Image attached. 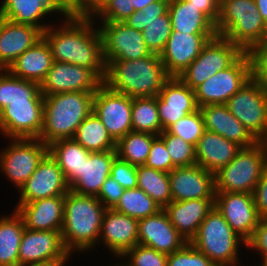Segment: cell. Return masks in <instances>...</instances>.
<instances>
[{"label":"cell","mask_w":267,"mask_h":266,"mask_svg":"<svg viewBox=\"0 0 267 266\" xmlns=\"http://www.w3.org/2000/svg\"><path fill=\"white\" fill-rule=\"evenodd\" d=\"M250 79V61L244 52L231 66L209 77L194 90L198 108L226 104Z\"/></svg>","instance_id":"obj_11"},{"label":"cell","mask_w":267,"mask_h":266,"mask_svg":"<svg viewBox=\"0 0 267 266\" xmlns=\"http://www.w3.org/2000/svg\"><path fill=\"white\" fill-rule=\"evenodd\" d=\"M241 148L235 142L205 130L195 147L196 164L215 174L229 164Z\"/></svg>","instance_id":"obj_30"},{"label":"cell","mask_w":267,"mask_h":266,"mask_svg":"<svg viewBox=\"0 0 267 266\" xmlns=\"http://www.w3.org/2000/svg\"><path fill=\"white\" fill-rule=\"evenodd\" d=\"M215 207L245 242L251 237L260 220L253 194L215 192Z\"/></svg>","instance_id":"obj_20"},{"label":"cell","mask_w":267,"mask_h":266,"mask_svg":"<svg viewBox=\"0 0 267 266\" xmlns=\"http://www.w3.org/2000/svg\"><path fill=\"white\" fill-rule=\"evenodd\" d=\"M124 188L111 176L107 177L96 196L106 209H113L124 192Z\"/></svg>","instance_id":"obj_51"},{"label":"cell","mask_w":267,"mask_h":266,"mask_svg":"<svg viewBox=\"0 0 267 266\" xmlns=\"http://www.w3.org/2000/svg\"><path fill=\"white\" fill-rule=\"evenodd\" d=\"M65 196H54L29 203H16V212L30 230L61 231Z\"/></svg>","instance_id":"obj_26"},{"label":"cell","mask_w":267,"mask_h":266,"mask_svg":"<svg viewBox=\"0 0 267 266\" xmlns=\"http://www.w3.org/2000/svg\"><path fill=\"white\" fill-rule=\"evenodd\" d=\"M73 139L91 153L116 150V141L94 112L79 125Z\"/></svg>","instance_id":"obj_36"},{"label":"cell","mask_w":267,"mask_h":266,"mask_svg":"<svg viewBox=\"0 0 267 266\" xmlns=\"http://www.w3.org/2000/svg\"><path fill=\"white\" fill-rule=\"evenodd\" d=\"M18 99H44V95L38 83L20 79L7 69H0V112Z\"/></svg>","instance_id":"obj_38"},{"label":"cell","mask_w":267,"mask_h":266,"mask_svg":"<svg viewBox=\"0 0 267 266\" xmlns=\"http://www.w3.org/2000/svg\"><path fill=\"white\" fill-rule=\"evenodd\" d=\"M167 266H217L190 242L183 248L168 254Z\"/></svg>","instance_id":"obj_46"},{"label":"cell","mask_w":267,"mask_h":266,"mask_svg":"<svg viewBox=\"0 0 267 266\" xmlns=\"http://www.w3.org/2000/svg\"><path fill=\"white\" fill-rule=\"evenodd\" d=\"M159 136L164 140L172 163L176 167L196 164V150L194 145L169 133L167 130L162 131Z\"/></svg>","instance_id":"obj_43"},{"label":"cell","mask_w":267,"mask_h":266,"mask_svg":"<svg viewBox=\"0 0 267 266\" xmlns=\"http://www.w3.org/2000/svg\"><path fill=\"white\" fill-rule=\"evenodd\" d=\"M110 176L124 189L137 188L136 166L116 157L112 163Z\"/></svg>","instance_id":"obj_49"},{"label":"cell","mask_w":267,"mask_h":266,"mask_svg":"<svg viewBox=\"0 0 267 266\" xmlns=\"http://www.w3.org/2000/svg\"><path fill=\"white\" fill-rule=\"evenodd\" d=\"M245 247L248 251L257 252L261 260L267 259V218H260Z\"/></svg>","instance_id":"obj_50"},{"label":"cell","mask_w":267,"mask_h":266,"mask_svg":"<svg viewBox=\"0 0 267 266\" xmlns=\"http://www.w3.org/2000/svg\"><path fill=\"white\" fill-rule=\"evenodd\" d=\"M53 62L50 47L42 37L19 56L7 70L20 79L40 85L52 67Z\"/></svg>","instance_id":"obj_32"},{"label":"cell","mask_w":267,"mask_h":266,"mask_svg":"<svg viewBox=\"0 0 267 266\" xmlns=\"http://www.w3.org/2000/svg\"><path fill=\"white\" fill-rule=\"evenodd\" d=\"M243 53L238 45L216 35L202 47L199 56L178 77L195 90L209 77L231 66Z\"/></svg>","instance_id":"obj_9"},{"label":"cell","mask_w":267,"mask_h":266,"mask_svg":"<svg viewBox=\"0 0 267 266\" xmlns=\"http://www.w3.org/2000/svg\"><path fill=\"white\" fill-rule=\"evenodd\" d=\"M115 259L118 260V263L114 264L113 266H131L122 256H116ZM120 259H121V261H120ZM110 266H112V265H110Z\"/></svg>","instance_id":"obj_59"},{"label":"cell","mask_w":267,"mask_h":266,"mask_svg":"<svg viewBox=\"0 0 267 266\" xmlns=\"http://www.w3.org/2000/svg\"><path fill=\"white\" fill-rule=\"evenodd\" d=\"M0 150V173L17 191L37 169L48 153V145L39 138H9Z\"/></svg>","instance_id":"obj_8"},{"label":"cell","mask_w":267,"mask_h":266,"mask_svg":"<svg viewBox=\"0 0 267 266\" xmlns=\"http://www.w3.org/2000/svg\"><path fill=\"white\" fill-rule=\"evenodd\" d=\"M169 2L156 0L144 9L134 11L123 21L128 27L142 32L147 49L156 55L163 52L172 32Z\"/></svg>","instance_id":"obj_12"},{"label":"cell","mask_w":267,"mask_h":266,"mask_svg":"<svg viewBox=\"0 0 267 266\" xmlns=\"http://www.w3.org/2000/svg\"><path fill=\"white\" fill-rule=\"evenodd\" d=\"M114 211L135 219H142L157 214L160 206L139 187L125 189Z\"/></svg>","instance_id":"obj_41"},{"label":"cell","mask_w":267,"mask_h":266,"mask_svg":"<svg viewBox=\"0 0 267 266\" xmlns=\"http://www.w3.org/2000/svg\"><path fill=\"white\" fill-rule=\"evenodd\" d=\"M19 265L27 263L63 262L73 258L65 249L61 231L30 230L25 228L19 246Z\"/></svg>","instance_id":"obj_19"},{"label":"cell","mask_w":267,"mask_h":266,"mask_svg":"<svg viewBox=\"0 0 267 266\" xmlns=\"http://www.w3.org/2000/svg\"><path fill=\"white\" fill-rule=\"evenodd\" d=\"M58 19V25L52 24L42 33L50 47L53 61L84 66L104 81L106 63L102 39L93 18L89 14H72L64 22Z\"/></svg>","instance_id":"obj_1"},{"label":"cell","mask_w":267,"mask_h":266,"mask_svg":"<svg viewBox=\"0 0 267 266\" xmlns=\"http://www.w3.org/2000/svg\"><path fill=\"white\" fill-rule=\"evenodd\" d=\"M190 5L204 13L215 25L219 18V3L216 0H187Z\"/></svg>","instance_id":"obj_53"},{"label":"cell","mask_w":267,"mask_h":266,"mask_svg":"<svg viewBox=\"0 0 267 266\" xmlns=\"http://www.w3.org/2000/svg\"><path fill=\"white\" fill-rule=\"evenodd\" d=\"M122 257L131 266H167L168 262V254L140 244L128 249Z\"/></svg>","instance_id":"obj_45"},{"label":"cell","mask_w":267,"mask_h":266,"mask_svg":"<svg viewBox=\"0 0 267 266\" xmlns=\"http://www.w3.org/2000/svg\"><path fill=\"white\" fill-rule=\"evenodd\" d=\"M226 106L259 141L267 130V87L255 80L246 82Z\"/></svg>","instance_id":"obj_10"},{"label":"cell","mask_w":267,"mask_h":266,"mask_svg":"<svg viewBox=\"0 0 267 266\" xmlns=\"http://www.w3.org/2000/svg\"><path fill=\"white\" fill-rule=\"evenodd\" d=\"M96 91H74L44 96L43 128L39 139L46 145L72 139L79 125L93 112Z\"/></svg>","instance_id":"obj_4"},{"label":"cell","mask_w":267,"mask_h":266,"mask_svg":"<svg viewBox=\"0 0 267 266\" xmlns=\"http://www.w3.org/2000/svg\"><path fill=\"white\" fill-rule=\"evenodd\" d=\"M259 142L263 145L264 152H265L266 157H267V130H266L265 135L259 140Z\"/></svg>","instance_id":"obj_60"},{"label":"cell","mask_w":267,"mask_h":266,"mask_svg":"<svg viewBox=\"0 0 267 266\" xmlns=\"http://www.w3.org/2000/svg\"><path fill=\"white\" fill-rule=\"evenodd\" d=\"M93 112L117 142L132 129V98L110 90L103 84L95 93Z\"/></svg>","instance_id":"obj_16"},{"label":"cell","mask_w":267,"mask_h":266,"mask_svg":"<svg viewBox=\"0 0 267 266\" xmlns=\"http://www.w3.org/2000/svg\"><path fill=\"white\" fill-rule=\"evenodd\" d=\"M70 190L63 171L48 152L37 169L17 191V203H29L54 196H65Z\"/></svg>","instance_id":"obj_18"},{"label":"cell","mask_w":267,"mask_h":266,"mask_svg":"<svg viewBox=\"0 0 267 266\" xmlns=\"http://www.w3.org/2000/svg\"><path fill=\"white\" fill-rule=\"evenodd\" d=\"M172 30L181 33H217L216 25L187 0H170Z\"/></svg>","instance_id":"obj_34"},{"label":"cell","mask_w":267,"mask_h":266,"mask_svg":"<svg viewBox=\"0 0 267 266\" xmlns=\"http://www.w3.org/2000/svg\"><path fill=\"white\" fill-rule=\"evenodd\" d=\"M48 152L63 171L69 187L80 177L89 152L72 139H60L48 145Z\"/></svg>","instance_id":"obj_33"},{"label":"cell","mask_w":267,"mask_h":266,"mask_svg":"<svg viewBox=\"0 0 267 266\" xmlns=\"http://www.w3.org/2000/svg\"><path fill=\"white\" fill-rule=\"evenodd\" d=\"M131 1L135 11H139L144 9L150 3L155 2L156 0H131Z\"/></svg>","instance_id":"obj_57"},{"label":"cell","mask_w":267,"mask_h":266,"mask_svg":"<svg viewBox=\"0 0 267 266\" xmlns=\"http://www.w3.org/2000/svg\"><path fill=\"white\" fill-rule=\"evenodd\" d=\"M105 210L96 196L67 192L61 238L71 256L96 251Z\"/></svg>","instance_id":"obj_2"},{"label":"cell","mask_w":267,"mask_h":266,"mask_svg":"<svg viewBox=\"0 0 267 266\" xmlns=\"http://www.w3.org/2000/svg\"><path fill=\"white\" fill-rule=\"evenodd\" d=\"M0 217V266L19 265V246L25 230L21 216L12 210Z\"/></svg>","instance_id":"obj_35"},{"label":"cell","mask_w":267,"mask_h":266,"mask_svg":"<svg viewBox=\"0 0 267 266\" xmlns=\"http://www.w3.org/2000/svg\"><path fill=\"white\" fill-rule=\"evenodd\" d=\"M255 4L259 13L261 14L262 19L267 24V0H255Z\"/></svg>","instance_id":"obj_56"},{"label":"cell","mask_w":267,"mask_h":266,"mask_svg":"<svg viewBox=\"0 0 267 266\" xmlns=\"http://www.w3.org/2000/svg\"><path fill=\"white\" fill-rule=\"evenodd\" d=\"M44 99L13 100L0 112L4 138H39L43 128Z\"/></svg>","instance_id":"obj_14"},{"label":"cell","mask_w":267,"mask_h":266,"mask_svg":"<svg viewBox=\"0 0 267 266\" xmlns=\"http://www.w3.org/2000/svg\"><path fill=\"white\" fill-rule=\"evenodd\" d=\"M190 243L217 266H241L239 253L246 242L231 228L214 208L200 224Z\"/></svg>","instance_id":"obj_6"},{"label":"cell","mask_w":267,"mask_h":266,"mask_svg":"<svg viewBox=\"0 0 267 266\" xmlns=\"http://www.w3.org/2000/svg\"><path fill=\"white\" fill-rule=\"evenodd\" d=\"M172 201L215 199L214 173L198 164L175 167L169 172Z\"/></svg>","instance_id":"obj_23"},{"label":"cell","mask_w":267,"mask_h":266,"mask_svg":"<svg viewBox=\"0 0 267 266\" xmlns=\"http://www.w3.org/2000/svg\"><path fill=\"white\" fill-rule=\"evenodd\" d=\"M145 165L166 173L171 172L176 167L172 163L164 140L160 136H156L153 139Z\"/></svg>","instance_id":"obj_48"},{"label":"cell","mask_w":267,"mask_h":266,"mask_svg":"<svg viewBox=\"0 0 267 266\" xmlns=\"http://www.w3.org/2000/svg\"><path fill=\"white\" fill-rule=\"evenodd\" d=\"M18 266H66L63 262L27 263Z\"/></svg>","instance_id":"obj_58"},{"label":"cell","mask_w":267,"mask_h":266,"mask_svg":"<svg viewBox=\"0 0 267 266\" xmlns=\"http://www.w3.org/2000/svg\"><path fill=\"white\" fill-rule=\"evenodd\" d=\"M169 78L160 55L151 53L139 59L109 61L103 84L131 98L153 97Z\"/></svg>","instance_id":"obj_3"},{"label":"cell","mask_w":267,"mask_h":266,"mask_svg":"<svg viewBox=\"0 0 267 266\" xmlns=\"http://www.w3.org/2000/svg\"><path fill=\"white\" fill-rule=\"evenodd\" d=\"M215 199L171 201L163 210L177 232L190 242L208 213L214 208Z\"/></svg>","instance_id":"obj_29"},{"label":"cell","mask_w":267,"mask_h":266,"mask_svg":"<svg viewBox=\"0 0 267 266\" xmlns=\"http://www.w3.org/2000/svg\"><path fill=\"white\" fill-rule=\"evenodd\" d=\"M51 15L55 17L54 19L56 16L61 17L64 22L72 13L59 0H1L0 2V17L15 23L33 25L42 32L55 23ZM48 17L52 22L49 23Z\"/></svg>","instance_id":"obj_15"},{"label":"cell","mask_w":267,"mask_h":266,"mask_svg":"<svg viewBox=\"0 0 267 266\" xmlns=\"http://www.w3.org/2000/svg\"><path fill=\"white\" fill-rule=\"evenodd\" d=\"M136 175L138 187L150 196L161 209H164L172 201L169 173L141 165L136 166Z\"/></svg>","instance_id":"obj_37"},{"label":"cell","mask_w":267,"mask_h":266,"mask_svg":"<svg viewBox=\"0 0 267 266\" xmlns=\"http://www.w3.org/2000/svg\"><path fill=\"white\" fill-rule=\"evenodd\" d=\"M199 109L205 130L219 134L242 148L253 146L258 142L248 129L230 113L226 104H210Z\"/></svg>","instance_id":"obj_28"},{"label":"cell","mask_w":267,"mask_h":266,"mask_svg":"<svg viewBox=\"0 0 267 266\" xmlns=\"http://www.w3.org/2000/svg\"><path fill=\"white\" fill-rule=\"evenodd\" d=\"M42 31L28 24L0 17V69L10 65L42 38Z\"/></svg>","instance_id":"obj_27"},{"label":"cell","mask_w":267,"mask_h":266,"mask_svg":"<svg viewBox=\"0 0 267 266\" xmlns=\"http://www.w3.org/2000/svg\"><path fill=\"white\" fill-rule=\"evenodd\" d=\"M246 53L250 61L251 79L267 87V41L251 46Z\"/></svg>","instance_id":"obj_47"},{"label":"cell","mask_w":267,"mask_h":266,"mask_svg":"<svg viewBox=\"0 0 267 266\" xmlns=\"http://www.w3.org/2000/svg\"><path fill=\"white\" fill-rule=\"evenodd\" d=\"M259 261H261V262L259 263L258 266H267V259H266V260H260V259H259ZM256 266H257V265H256Z\"/></svg>","instance_id":"obj_61"},{"label":"cell","mask_w":267,"mask_h":266,"mask_svg":"<svg viewBox=\"0 0 267 266\" xmlns=\"http://www.w3.org/2000/svg\"><path fill=\"white\" fill-rule=\"evenodd\" d=\"M167 131L196 147L205 131L200 109L179 119L176 123L172 124Z\"/></svg>","instance_id":"obj_44"},{"label":"cell","mask_w":267,"mask_h":266,"mask_svg":"<svg viewBox=\"0 0 267 266\" xmlns=\"http://www.w3.org/2000/svg\"><path fill=\"white\" fill-rule=\"evenodd\" d=\"M116 157V150L90 153L80 177L70 186V190L79 195L97 196L101 186L110 176Z\"/></svg>","instance_id":"obj_31"},{"label":"cell","mask_w":267,"mask_h":266,"mask_svg":"<svg viewBox=\"0 0 267 266\" xmlns=\"http://www.w3.org/2000/svg\"><path fill=\"white\" fill-rule=\"evenodd\" d=\"M72 14H79V0H59Z\"/></svg>","instance_id":"obj_55"},{"label":"cell","mask_w":267,"mask_h":266,"mask_svg":"<svg viewBox=\"0 0 267 266\" xmlns=\"http://www.w3.org/2000/svg\"><path fill=\"white\" fill-rule=\"evenodd\" d=\"M103 80L91 69L72 63L54 61L40 84L44 96L64 92L97 91Z\"/></svg>","instance_id":"obj_17"},{"label":"cell","mask_w":267,"mask_h":266,"mask_svg":"<svg viewBox=\"0 0 267 266\" xmlns=\"http://www.w3.org/2000/svg\"><path fill=\"white\" fill-rule=\"evenodd\" d=\"M156 135L130 131L116 142L117 157L134 166L145 165Z\"/></svg>","instance_id":"obj_39"},{"label":"cell","mask_w":267,"mask_h":266,"mask_svg":"<svg viewBox=\"0 0 267 266\" xmlns=\"http://www.w3.org/2000/svg\"><path fill=\"white\" fill-rule=\"evenodd\" d=\"M94 22L101 34L106 64L111 60H133L151 54L145 45L141 31L128 27L124 22Z\"/></svg>","instance_id":"obj_13"},{"label":"cell","mask_w":267,"mask_h":266,"mask_svg":"<svg viewBox=\"0 0 267 266\" xmlns=\"http://www.w3.org/2000/svg\"><path fill=\"white\" fill-rule=\"evenodd\" d=\"M111 252L110 256H122L138 244V219L106 209L103 215L98 246ZM113 254V255H112Z\"/></svg>","instance_id":"obj_24"},{"label":"cell","mask_w":267,"mask_h":266,"mask_svg":"<svg viewBox=\"0 0 267 266\" xmlns=\"http://www.w3.org/2000/svg\"><path fill=\"white\" fill-rule=\"evenodd\" d=\"M254 202L260 218H267V164L253 192Z\"/></svg>","instance_id":"obj_52"},{"label":"cell","mask_w":267,"mask_h":266,"mask_svg":"<svg viewBox=\"0 0 267 266\" xmlns=\"http://www.w3.org/2000/svg\"><path fill=\"white\" fill-rule=\"evenodd\" d=\"M267 164L263 145L241 148L235 158L214 174L215 192L253 194Z\"/></svg>","instance_id":"obj_7"},{"label":"cell","mask_w":267,"mask_h":266,"mask_svg":"<svg viewBox=\"0 0 267 266\" xmlns=\"http://www.w3.org/2000/svg\"><path fill=\"white\" fill-rule=\"evenodd\" d=\"M187 243L171 224L163 209L155 215L138 220V244L140 245L171 254Z\"/></svg>","instance_id":"obj_25"},{"label":"cell","mask_w":267,"mask_h":266,"mask_svg":"<svg viewBox=\"0 0 267 266\" xmlns=\"http://www.w3.org/2000/svg\"><path fill=\"white\" fill-rule=\"evenodd\" d=\"M217 33H181L172 30L160 54L166 73L178 77L200 54L202 47Z\"/></svg>","instance_id":"obj_21"},{"label":"cell","mask_w":267,"mask_h":266,"mask_svg":"<svg viewBox=\"0 0 267 266\" xmlns=\"http://www.w3.org/2000/svg\"><path fill=\"white\" fill-rule=\"evenodd\" d=\"M132 129L159 136L162 132L156 96L132 98Z\"/></svg>","instance_id":"obj_40"},{"label":"cell","mask_w":267,"mask_h":266,"mask_svg":"<svg viewBox=\"0 0 267 266\" xmlns=\"http://www.w3.org/2000/svg\"><path fill=\"white\" fill-rule=\"evenodd\" d=\"M218 36L238 45L244 52L266 39L267 24L255 0H222L216 23Z\"/></svg>","instance_id":"obj_5"},{"label":"cell","mask_w":267,"mask_h":266,"mask_svg":"<svg viewBox=\"0 0 267 266\" xmlns=\"http://www.w3.org/2000/svg\"><path fill=\"white\" fill-rule=\"evenodd\" d=\"M156 100L162 131L199 109L195 91L179 77H170L156 96Z\"/></svg>","instance_id":"obj_22"},{"label":"cell","mask_w":267,"mask_h":266,"mask_svg":"<svg viewBox=\"0 0 267 266\" xmlns=\"http://www.w3.org/2000/svg\"><path fill=\"white\" fill-rule=\"evenodd\" d=\"M101 0H79V14H88Z\"/></svg>","instance_id":"obj_54"},{"label":"cell","mask_w":267,"mask_h":266,"mask_svg":"<svg viewBox=\"0 0 267 266\" xmlns=\"http://www.w3.org/2000/svg\"><path fill=\"white\" fill-rule=\"evenodd\" d=\"M134 11L131 0H101L88 14L94 21L123 22Z\"/></svg>","instance_id":"obj_42"}]
</instances>
